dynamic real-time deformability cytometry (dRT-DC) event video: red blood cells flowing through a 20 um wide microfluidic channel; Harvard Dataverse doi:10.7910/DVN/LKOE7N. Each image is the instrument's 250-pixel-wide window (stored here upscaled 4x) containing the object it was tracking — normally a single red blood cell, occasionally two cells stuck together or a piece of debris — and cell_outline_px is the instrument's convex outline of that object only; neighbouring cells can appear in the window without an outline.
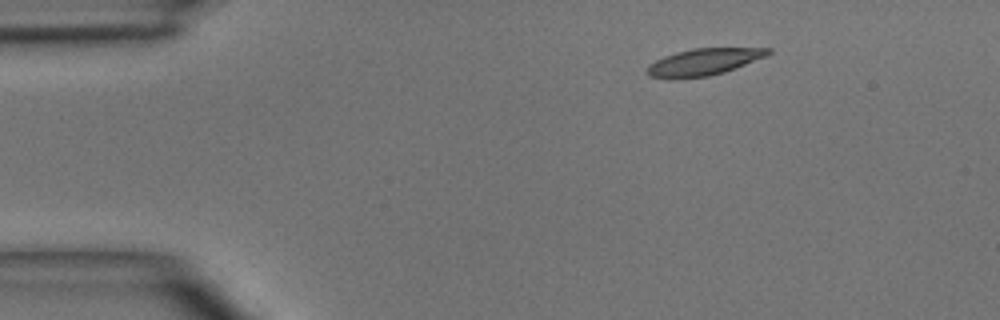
{"species": "common noctule bat (a hibernating species)", "species_latin": "Nyctalus noctula", "temperature_condition": "room temperature", "stored_images_in_passage": 4, "camera_frame_rate_fps": 3000, "um_per_image_px": 0.085, "animal": {"sex": "male", "body_mass_g": 15.6}, "frame": {"image": 1, "passage_image": 2, "time_ms": 1.333, "image_size_px": [1000, 320], "cell_outline_px": [[772, 52], [768, 56], [724, 72], [708, 76], [648, 76], [644, 72], [648, 64], [664, 56], [676, 52], [692, 48], [772, 48]], "centroid_in_image_um": [59.87, 5.22], "position_along_channel_um": 25.1, "area_um2": 18.44}}